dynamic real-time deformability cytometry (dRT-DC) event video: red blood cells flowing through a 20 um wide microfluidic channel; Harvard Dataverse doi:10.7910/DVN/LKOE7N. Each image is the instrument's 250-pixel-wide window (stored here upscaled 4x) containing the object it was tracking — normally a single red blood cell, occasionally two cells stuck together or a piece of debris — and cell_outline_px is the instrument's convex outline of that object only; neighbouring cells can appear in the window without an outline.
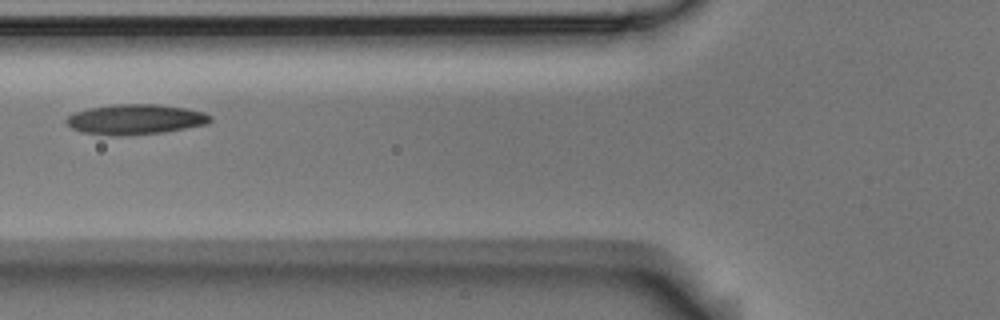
{"species": "Egyptian fruit bat (a non-hibernating species)", "species_latin": "Rousettus aegyptiacus", "temperature_condition": "room temperature", "stored_images_in_passage": 4, "camera_frame_rate_fps": 3000, "um_per_image_px": 0.085, "animal": {"sex": "male"}, "frame": {"image": 1, "passage_image": 4, "time_ms": 1.0, "image_size_px": [1000, 320], "cell_outline_px": [[212, 120], [208, 124], [164, 132], [120, 136], [112, 136], [80, 132], [72, 128], [64, 120], [68, 116], [76, 112], [88, 108], [116, 104], [156, 104], [184, 108], [204, 112], [212, 116]], "centroid_in_image_um": [11.51, 10.15], "position_along_channel_um": 114.3, "area_um2": 25.37}}